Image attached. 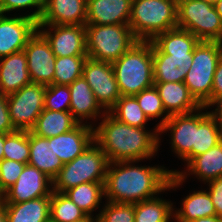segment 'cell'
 Returning a JSON list of instances; mask_svg holds the SVG:
<instances>
[{
  "mask_svg": "<svg viewBox=\"0 0 222 222\" xmlns=\"http://www.w3.org/2000/svg\"><path fill=\"white\" fill-rule=\"evenodd\" d=\"M136 162L109 163L104 183L107 202L139 203L165 190L175 189L187 177V172L167 170L162 166H135Z\"/></svg>",
  "mask_w": 222,
  "mask_h": 222,
  "instance_id": "obj_1",
  "label": "cell"
},
{
  "mask_svg": "<svg viewBox=\"0 0 222 222\" xmlns=\"http://www.w3.org/2000/svg\"><path fill=\"white\" fill-rule=\"evenodd\" d=\"M102 116L104 119L94 128V141L109 162L150 159L158 151L160 137L157 127L151 133L120 122L109 112L102 113Z\"/></svg>",
  "mask_w": 222,
  "mask_h": 222,
  "instance_id": "obj_2",
  "label": "cell"
},
{
  "mask_svg": "<svg viewBox=\"0 0 222 222\" xmlns=\"http://www.w3.org/2000/svg\"><path fill=\"white\" fill-rule=\"evenodd\" d=\"M199 41L191 32L178 27L157 34L151 40L154 82H183Z\"/></svg>",
  "mask_w": 222,
  "mask_h": 222,
  "instance_id": "obj_3",
  "label": "cell"
},
{
  "mask_svg": "<svg viewBox=\"0 0 222 222\" xmlns=\"http://www.w3.org/2000/svg\"><path fill=\"white\" fill-rule=\"evenodd\" d=\"M111 64L121 96H134L154 85L151 41L138 40Z\"/></svg>",
  "mask_w": 222,
  "mask_h": 222,
  "instance_id": "obj_4",
  "label": "cell"
},
{
  "mask_svg": "<svg viewBox=\"0 0 222 222\" xmlns=\"http://www.w3.org/2000/svg\"><path fill=\"white\" fill-rule=\"evenodd\" d=\"M129 26L137 40L151 41L177 27V0H132Z\"/></svg>",
  "mask_w": 222,
  "mask_h": 222,
  "instance_id": "obj_5",
  "label": "cell"
},
{
  "mask_svg": "<svg viewBox=\"0 0 222 222\" xmlns=\"http://www.w3.org/2000/svg\"><path fill=\"white\" fill-rule=\"evenodd\" d=\"M109 160L94 141L74 160L64 164L53 181V192L64 193L82 183H105Z\"/></svg>",
  "mask_w": 222,
  "mask_h": 222,
  "instance_id": "obj_6",
  "label": "cell"
},
{
  "mask_svg": "<svg viewBox=\"0 0 222 222\" xmlns=\"http://www.w3.org/2000/svg\"><path fill=\"white\" fill-rule=\"evenodd\" d=\"M221 54L222 42L216 41H199L193 50L192 65L183 82L201 106L211 102L214 73Z\"/></svg>",
  "mask_w": 222,
  "mask_h": 222,
  "instance_id": "obj_7",
  "label": "cell"
},
{
  "mask_svg": "<svg viewBox=\"0 0 222 222\" xmlns=\"http://www.w3.org/2000/svg\"><path fill=\"white\" fill-rule=\"evenodd\" d=\"M87 57L113 63L126 53L138 40L129 24L85 25Z\"/></svg>",
  "mask_w": 222,
  "mask_h": 222,
  "instance_id": "obj_8",
  "label": "cell"
},
{
  "mask_svg": "<svg viewBox=\"0 0 222 222\" xmlns=\"http://www.w3.org/2000/svg\"><path fill=\"white\" fill-rule=\"evenodd\" d=\"M177 27L200 41L222 42V20L214 5L204 0H177Z\"/></svg>",
  "mask_w": 222,
  "mask_h": 222,
  "instance_id": "obj_9",
  "label": "cell"
},
{
  "mask_svg": "<svg viewBox=\"0 0 222 222\" xmlns=\"http://www.w3.org/2000/svg\"><path fill=\"white\" fill-rule=\"evenodd\" d=\"M46 86L30 83L7 95L8 111L13 126L19 131H30L44 110Z\"/></svg>",
  "mask_w": 222,
  "mask_h": 222,
  "instance_id": "obj_10",
  "label": "cell"
},
{
  "mask_svg": "<svg viewBox=\"0 0 222 222\" xmlns=\"http://www.w3.org/2000/svg\"><path fill=\"white\" fill-rule=\"evenodd\" d=\"M82 76L92 89L97 102L108 112L121 97L112 64L87 57Z\"/></svg>",
  "mask_w": 222,
  "mask_h": 222,
  "instance_id": "obj_11",
  "label": "cell"
},
{
  "mask_svg": "<svg viewBox=\"0 0 222 222\" xmlns=\"http://www.w3.org/2000/svg\"><path fill=\"white\" fill-rule=\"evenodd\" d=\"M45 26L48 30H43ZM38 31L50 43L56 57L87 56L85 25L38 24Z\"/></svg>",
  "mask_w": 222,
  "mask_h": 222,
  "instance_id": "obj_12",
  "label": "cell"
},
{
  "mask_svg": "<svg viewBox=\"0 0 222 222\" xmlns=\"http://www.w3.org/2000/svg\"><path fill=\"white\" fill-rule=\"evenodd\" d=\"M27 57L28 72L32 83L52 85L56 56L50 43L37 30L23 49Z\"/></svg>",
  "mask_w": 222,
  "mask_h": 222,
  "instance_id": "obj_13",
  "label": "cell"
},
{
  "mask_svg": "<svg viewBox=\"0 0 222 222\" xmlns=\"http://www.w3.org/2000/svg\"><path fill=\"white\" fill-rule=\"evenodd\" d=\"M52 186L53 181L47 175L38 168L26 164L15 184L3 194L1 203H20L51 196Z\"/></svg>",
  "mask_w": 222,
  "mask_h": 222,
  "instance_id": "obj_14",
  "label": "cell"
},
{
  "mask_svg": "<svg viewBox=\"0 0 222 222\" xmlns=\"http://www.w3.org/2000/svg\"><path fill=\"white\" fill-rule=\"evenodd\" d=\"M38 30V22L24 16L0 14V58L22 51Z\"/></svg>",
  "mask_w": 222,
  "mask_h": 222,
  "instance_id": "obj_15",
  "label": "cell"
},
{
  "mask_svg": "<svg viewBox=\"0 0 222 222\" xmlns=\"http://www.w3.org/2000/svg\"><path fill=\"white\" fill-rule=\"evenodd\" d=\"M196 112L170 115L159 128L160 134L170 131L171 148L173 147L174 153L187 164L192 160V146H195Z\"/></svg>",
  "mask_w": 222,
  "mask_h": 222,
  "instance_id": "obj_16",
  "label": "cell"
},
{
  "mask_svg": "<svg viewBox=\"0 0 222 222\" xmlns=\"http://www.w3.org/2000/svg\"><path fill=\"white\" fill-rule=\"evenodd\" d=\"M48 140L52 142L55 154L64 165L74 160L94 142V127L92 124L79 123L70 131L49 137Z\"/></svg>",
  "mask_w": 222,
  "mask_h": 222,
  "instance_id": "obj_17",
  "label": "cell"
},
{
  "mask_svg": "<svg viewBox=\"0 0 222 222\" xmlns=\"http://www.w3.org/2000/svg\"><path fill=\"white\" fill-rule=\"evenodd\" d=\"M86 21L85 0H46L38 24L86 25Z\"/></svg>",
  "mask_w": 222,
  "mask_h": 222,
  "instance_id": "obj_18",
  "label": "cell"
},
{
  "mask_svg": "<svg viewBox=\"0 0 222 222\" xmlns=\"http://www.w3.org/2000/svg\"><path fill=\"white\" fill-rule=\"evenodd\" d=\"M132 0H89L86 25L129 24Z\"/></svg>",
  "mask_w": 222,
  "mask_h": 222,
  "instance_id": "obj_19",
  "label": "cell"
},
{
  "mask_svg": "<svg viewBox=\"0 0 222 222\" xmlns=\"http://www.w3.org/2000/svg\"><path fill=\"white\" fill-rule=\"evenodd\" d=\"M154 85L169 115L187 114L202 107L191 95L184 82H154Z\"/></svg>",
  "mask_w": 222,
  "mask_h": 222,
  "instance_id": "obj_20",
  "label": "cell"
},
{
  "mask_svg": "<svg viewBox=\"0 0 222 222\" xmlns=\"http://www.w3.org/2000/svg\"><path fill=\"white\" fill-rule=\"evenodd\" d=\"M0 81L4 95H9L31 83L27 57L19 51L0 58Z\"/></svg>",
  "mask_w": 222,
  "mask_h": 222,
  "instance_id": "obj_21",
  "label": "cell"
},
{
  "mask_svg": "<svg viewBox=\"0 0 222 222\" xmlns=\"http://www.w3.org/2000/svg\"><path fill=\"white\" fill-rule=\"evenodd\" d=\"M68 87L71 94L69 112L79 123L82 124L83 119H96L101 112H106L102 111L101 105L97 102L92 89L83 76L73 81Z\"/></svg>",
  "mask_w": 222,
  "mask_h": 222,
  "instance_id": "obj_22",
  "label": "cell"
},
{
  "mask_svg": "<svg viewBox=\"0 0 222 222\" xmlns=\"http://www.w3.org/2000/svg\"><path fill=\"white\" fill-rule=\"evenodd\" d=\"M30 156L29 165L38 168L53 180L64 166L52 148L48 138L40 137L29 131Z\"/></svg>",
  "mask_w": 222,
  "mask_h": 222,
  "instance_id": "obj_23",
  "label": "cell"
},
{
  "mask_svg": "<svg viewBox=\"0 0 222 222\" xmlns=\"http://www.w3.org/2000/svg\"><path fill=\"white\" fill-rule=\"evenodd\" d=\"M51 196L20 203H1L7 213V222H50Z\"/></svg>",
  "mask_w": 222,
  "mask_h": 222,
  "instance_id": "obj_24",
  "label": "cell"
},
{
  "mask_svg": "<svg viewBox=\"0 0 222 222\" xmlns=\"http://www.w3.org/2000/svg\"><path fill=\"white\" fill-rule=\"evenodd\" d=\"M204 109L206 107L202 106L196 113V138L195 146H192V159L207 152L222 140V127L208 112H202Z\"/></svg>",
  "mask_w": 222,
  "mask_h": 222,
  "instance_id": "obj_25",
  "label": "cell"
},
{
  "mask_svg": "<svg viewBox=\"0 0 222 222\" xmlns=\"http://www.w3.org/2000/svg\"><path fill=\"white\" fill-rule=\"evenodd\" d=\"M79 122L70 112L44 109L30 130L40 137H55L75 128Z\"/></svg>",
  "mask_w": 222,
  "mask_h": 222,
  "instance_id": "obj_26",
  "label": "cell"
},
{
  "mask_svg": "<svg viewBox=\"0 0 222 222\" xmlns=\"http://www.w3.org/2000/svg\"><path fill=\"white\" fill-rule=\"evenodd\" d=\"M187 169L191 175L204 182L222 176V140L207 152L195 156L188 164Z\"/></svg>",
  "mask_w": 222,
  "mask_h": 222,
  "instance_id": "obj_27",
  "label": "cell"
},
{
  "mask_svg": "<svg viewBox=\"0 0 222 222\" xmlns=\"http://www.w3.org/2000/svg\"><path fill=\"white\" fill-rule=\"evenodd\" d=\"M182 208L173 212L177 222H190L192 220L216 215V210L208 191H197L186 196L181 204Z\"/></svg>",
  "mask_w": 222,
  "mask_h": 222,
  "instance_id": "obj_28",
  "label": "cell"
},
{
  "mask_svg": "<svg viewBox=\"0 0 222 222\" xmlns=\"http://www.w3.org/2000/svg\"><path fill=\"white\" fill-rule=\"evenodd\" d=\"M71 199L88 216L99 208L102 197H105L104 183H82L63 193Z\"/></svg>",
  "mask_w": 222,
  "mask_h": 222,
  "instance_id": "obj_29",
  "label": "cell"
},
{
  "mask_svg": "<svg viewBox=\"0 0 222 222\" xmlns=\"http://www.w3.org/2000/svg\"><path fill=\"white\" fill-rule=\"evenodd\" d=\"M171 201L158 196L135 203L134 222H169L174 216Z\"/></svg>",
  "mask_w": 222,
  "mask_h": 222,
  "instance_id": "obj_30",
  "label": "cell"
},
{
  "mask_svg": "<svg viewBox=\"0 0 222 222\" xmlns=\"http://www.w3.org/2000/svg\"><path fill=\"white\" fill-rule=\"evenodd\" d=\"M108 112L120 122L133 127L145 128L149 121L134 96H121Z\"/></svg>",
  "mask_w": 222,
  "mask_h": 222,
  "instance_id": "obj_31",
  "label": "cell"
},
{
  "mask_svg": "<svg viewBox=\"0 0 222 222\" xmlns=\"http://www.w3.org/2000/svg\"><path fill=\"white\" fill-rule=\"evenodd\" d=\"M87 217L88 215L63 193L52 192L50 222H79Z\"/></svg>",
  "mask_w": 222,
  "mask_h": 222,
  "instance_id": "obj_32",
  "label": "cell"
},
{
  "mask_svg": "<svg viewBox=\"0 0 222 222\" xmlns=\"http://www.w3.org/2000/svg\"><path fill=\"white\" fill-rule=\"evenodd\" d=\"M87 56L56 57L53 84L70 85L82 77L83 66Z\"/></svg>",
  "mask_w": 222,
  "mask_h": 222,
  "instance_id": "obj_33",
  "label": "cell"
},
{
  "mask_svg": "<svg viewBox=\"0 0 222 222\" xmlns=\"http://www.w3.org/2000/svg\"><path fill=\"white\" fill-rule=\"evenodd\" d=\"M4 159L28 164L30 156L29 131L4 134Z\"/></svg>",
  "mask_w": 222,
  "mask_h": 222,
  "instance_id": "obj_34",
  "label": "cell"
},
{
  "mask_svg": "<svg viewBox=\"0 0 222 222\" xmlns=\"http://www.w3.org/2000/svg\"><path fill=\"white\" fill-rule=\"evenodd\" d=\"M134 97L137 99L138 104L149 120L156 117H162L165 114V116L156 126L158 129L169 118L170 115L165 111L159 92L155 85L142 90L140 93L134 95Z\"/></svg>",
  "mask_w": 222,
  "mask_h": 222,
  "instance_id": "obj_35",
  "label": "cell"
},
{
  "mask_svg": "<svg viewBox=\"0 0 222 222\" xmlns=\"http://www.w3.org/2000/svg\"><path fill=\"white\" fill-rule=\"evenodd\" d=\"M102 209L96 215L97 222H134V203L107 202Z\"/></svg>",
  "mask_w": 222,
  "mask_h": 222,
  "instance_id": "obj_36",
  "label": "cell"
},
{
  "mask_svg": "<svg viewBox=\"0 0 222 222\" xmlns=\"http://www.w3.org/2000/svg\"><path fill=\"white\" fill-rule=\"evenodd\" d=\"M70 99L71 94L68 85H48L45 90L44 109L69 112Z\"/></svg>",
  "mask_w": 222,
  "mask_h": 222,
  "instance_id": "obj_37",
  "label": "cell"
},
{
  "mask_svg": "<svg viewBox=\"0 0 222 222\" xmlns=\"http://www.w3.org/2000/svg\"><path fill=\"white\" fill-rule=\"evenodd\" d=\"M25 165L8 159L0 161V192L2 194L15 184Z\"/></svg>",
  "mask_w": 222,
  "mask_h": 222,
  "instance_id": "obj_38",
  "label": "cell"
},
{
  "mask_svg": "<svg viewBox=\"0 0 222 222\" xmlns=\"http://www.w3.org/2000/svg\"><path fill=\"white\" fill-rule=\"evenodd\" d=\"M46 0H0V14H5L13 10L36 7L37 10L26 16L39 22L44 11Z\"/></svg>",
  "mask_w": 222,
  "mask_h": 222,
  "instance_id": "obj_39",
  "label": "cell"
},
{
  "mask_svg": "<svg viewBox=\"0 0 222 222\" xmlns=\"http://www.w3.org/2000/svg\"><path fill=\"white\" fill-rule=\"evenodd\" d=\"M209 195L214 204L216 215L222 218V176L217 179L210 180L209 183Z\"/></svg>",
  "mask_w": 222,
  "mask_h": 222,
  "instance_id": "obj_40",
  "label": "cell"
},
{
  "mask_svg": "<svg viewBox=\"0 0 222 222\" xmlns=\"http://www.w3.org/2000/svg\"><path fill=\"white\" fill-rule=\"evenodd\" d=\"M17 131L12 124L9 111L7 95L0 96V133L10 134Z\"/></svg>",
  "mask_w": 222,
  "mask_h": 222,
  "instance_id": "obj_41",
  "label": "cell"
},
{
  "mask_svg": "<svg viewBox=\"0 0 222 222\" xmlns=\"http://www.w3.org/2000/svg\"><path fill=\"white\" fill-rule=\"evenodd\" d=\"M218 96H222V54L220 55L214 73L213 85L211 91V101Z\"/></svg>",
  "mask_w": 222,
  "mask_h": 222,
  "instance_id": "obj_42",
  "label": "cell"
},
{
  "mask_svg": "<svg viewBox=\"0 0 222 222\" xmlns=\"http://www.w3.org/2000/svg\"><path fill=\"white\" fill-rule=\"evenodd\" d=\"M217 108L213 111H208V113L216 120V122L222 127V96L214 98L207 106L208 109L212 105H216Z\"/></svg>",
  "mask_w": 222,
  "mask_h": 222,
  "instance_id": "obj_43",
  "label": "cell"
},
{
  "mask_svg": "<svg viewBox=\"0 0 222 222\" xmlns=\"http://www.w3.org/2000/svg\"><path fill=\"white\" fill-rule=\"evenodd\" d=\"M190 222H222V218L217 215L209 216V217H201Z\"/></svg>",
  "mask_w": 222,
  "mask_h": 222,
  "instance_id": "obj_44",
  "label": "cell"
},
{
  "mask_svg": "<svg viewBox=\"0 0 222 222\" xmlns=\"http://www.w3.org/2000/svg\"><path fill=\"white\" fill-rule=\"evenodd\" d=\"M0 222H7V213L5 207L0 203Z\"/></svg>",
  "mask_w": 222,
  "mask_h": 222,
  "instance_id": "obj_45",
  "label": "cell"
},
{
  "mask_svg": "<svg viewBox=\"0 0 222 222\" xmlns=\"http://www.w3.org/2000/svg\"><path fill=\"white\" fill-rule=\"evenodd\" d=\"M3 147H4V133H0V161L4 159Z\"/></svg>",
  "mask_w": 222,
  "mask_h": 222,
  "instance_id": "obj_46",
  "label": "cell"
},
{
  "mask_svg": "<svg viewBox=\"0 0 222 222\" xmlns=\"http://www.w3.org/2000/svg\"><path fill=\"white\" fill-rule=\"evenodd\" d=\"M214 7L222 20V0H219Z\"/></svg>",
  "mask_w": 222,
  "mask_h": 222,
  "instance_id": "obj_47",
  "label": "cell"
},
{
  "mask_svg": "<svg viewBox=\"0 0 222 222\" xmlns=\"http://www.w3.org/2000/svg\"><path fill=\"white\" fill-rule=\"evenodd\" d=\"M94 218H93V216H88L87 218H85L84 220L79 221V222H97L96 217H94Z\"/></svg>",
  "mask_w": 222,
  "mask_h": 222,
  "instance_id": "obj_48",
  "label": "cell"
},
{
  "mask_svg": "<svg viewBox=\"0 0 222 222\" xmlns=\"http://www.w3.org/2000/svg\"><path fill=\"white\" fill-rule=\"evenodd\" d=\"M207 3L215 5L219 0H204Z\"/></svg>",
  "mask_w": 222,
  "mask_h": 222,
  "instance_id": "obj_49",
  "label": "cell"
},
{
  "mask_svg": "<svg viewBox=\"0 0 222 222\" xmlns=\"http://www.w3.org/2000/svg\"><path fill=\"white\" fill-rule=\"evenodd\" d=\"M4 95L3 90H2V86H1V81H0V96Z\"/></svg>",
  "mask_w": 222,
  "mask_h": 222,
  "instance_id": "obj_50",
  "label": "cell"
},
{
  "mask_svg": "<svg viewBox=\"0 0 222 222\" xmlns=\"http://www.w3.org/2000/svg\"><path fill=\"white\" fill-rule=\"evenodd\" d=\"M2 198H3V194L0 192V203L2 201Z\"/></svg>",
  "mask_w": 222,
  "mask_h": 222,
  "instance_id": "obj_51",
  "label": "cell"
}]
</instances>
